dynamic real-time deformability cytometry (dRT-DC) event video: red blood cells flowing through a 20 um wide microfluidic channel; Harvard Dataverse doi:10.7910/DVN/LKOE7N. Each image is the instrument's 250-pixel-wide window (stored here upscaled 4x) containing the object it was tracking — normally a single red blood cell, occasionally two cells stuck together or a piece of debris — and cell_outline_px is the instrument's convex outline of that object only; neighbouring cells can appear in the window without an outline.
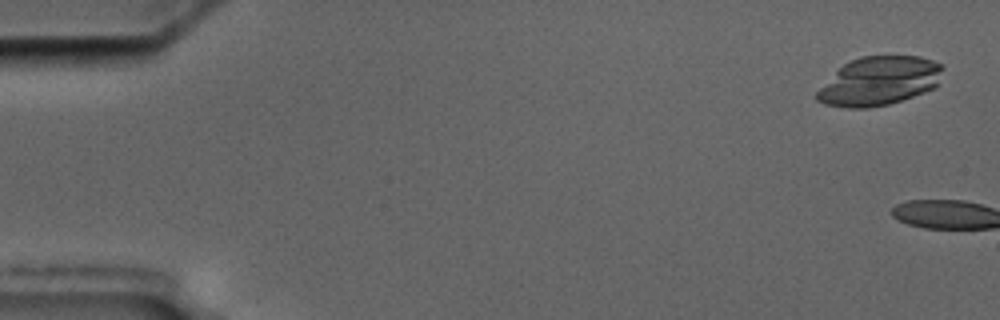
{"species": "common noctule bat (a hibernating species)", "species_latin": "Nyctalus noctula", "temperature_condition": "cold", "stored_images_in_passage": 6, "camera_frame_rate_fps": 3000, "um_per_image_px": 0.085, "animal": {"sex": "male", "body_mass_g": 17.5, "forearm_length_mm": 52.3}, "frame": {"image": 1, "passage_image": 1, "time_ms": 0.0, "image_size_px": [1000, 320], "cell_outline_px": [[944, 68], [936, 88], [888, 104], [868, 108], [848, 108], [824, 104], [816, 100], [816, 92], [844, 64], [860, 56], [920, 56], [944, 64]], "centroid_in_image_um": [74.77, 6.89], "position_along_channel_um": 10.2, "area_um2": 35.6}}
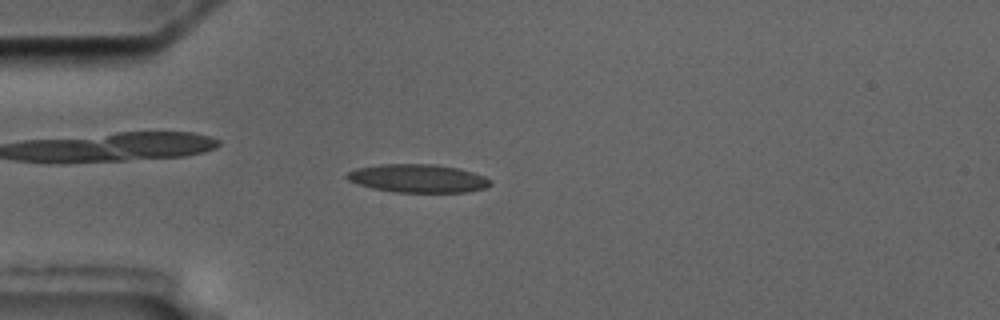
{"frame": {"image": 2, "passage_image": 5, "time_ms": 5.667, "image_size_px": [1000, 320], "cell_outline_px": [[492, 184], [484, 188], [468, 192], [396, 192], [372, 188], [348, 180], [344, 176], [348, 172], [356, 168], [380, 164], [432, 164], [460, 168], [484, 176], [492, 180]], "centroid_in_image_um": [35.54, 15.16], "position_along_channel_um": 49.5, "area_um2": 23.64}}